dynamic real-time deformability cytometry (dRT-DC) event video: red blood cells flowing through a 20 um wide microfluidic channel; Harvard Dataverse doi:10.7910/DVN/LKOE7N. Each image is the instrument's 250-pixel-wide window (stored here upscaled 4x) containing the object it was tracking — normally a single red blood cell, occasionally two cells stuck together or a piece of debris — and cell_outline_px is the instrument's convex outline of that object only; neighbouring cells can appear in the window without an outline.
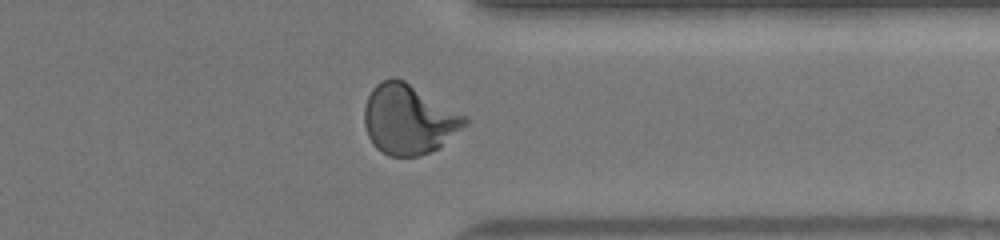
{"species": "human", "species_latin": "Homo sapiens", "temperature_condition": "warm", "stored_images_in_passage": 32, "camera_frame_rate_fps": 3000, "um_per_image_px": 0.085, "donor": {"sex": "female"}, "frame": {"image": 1, "passage_image": 28, "time_ms": 9.0, "image_size_px": [1000, 240], "cell_outline_px": [[468, 124], [440, 148], [420, 156], [388, 156], [376, 148], [368, 136], [364, 124], [364, 108], [368, 96], [372, 88], [380, 80], [392, 76], [396, 76], [404, 80], [468, 116]], "centroid_in_image_um": [34.75, 10.14], "position_along_channel_um": 376.6, "area_um2": 41.44}, "authors_computed_cell_mechanics": {"area_um2": 38.8127, "velocity_mm_per_s": 4.0408, "shape_relaxation_time_tau1_ms": 5.1475, "shape_relaxation_time_tau2_ms": null, "deformation_change_tau1": 0.2393, "deformation_change_tau2": null}}